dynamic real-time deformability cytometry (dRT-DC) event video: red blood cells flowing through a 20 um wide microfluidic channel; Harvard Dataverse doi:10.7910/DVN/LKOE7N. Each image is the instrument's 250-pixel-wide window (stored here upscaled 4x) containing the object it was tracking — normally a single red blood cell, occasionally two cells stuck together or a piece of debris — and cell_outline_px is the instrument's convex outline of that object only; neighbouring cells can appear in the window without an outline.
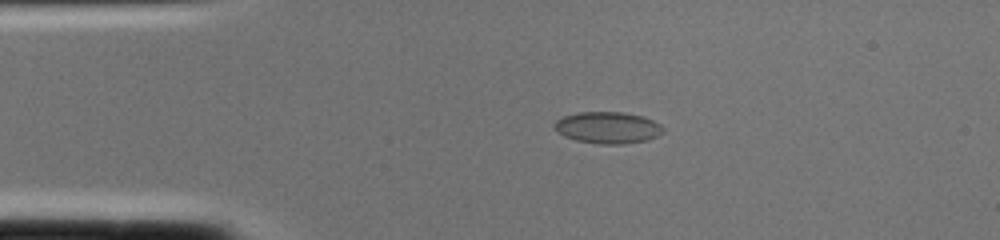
{"species": "common noctule bat (a hibernating species)", "species_latin": "Nyctalus noctula", "temperature_condition": "cold", "stored_images_in_passage": 1, "camera_frame_rate_fps": 3000, "um_per_image_px": 0.085, "animal": {"sex": "female", "body_mass_g": 22.0, "forearm_length_mm": 56.7}, "frame": {"image": 1, "passage_image": 1, "time_ms": 0.0, "image_size_px": [1000, 240], "cell_outline_px": [[664, 132], [648, 140], [624, 144], [600, 144], [576, 140], [564, 136], [552, 128], [552, 124], [556, 120], [564, 116], [580, 112], [624, 112], [644, 116], [660, 124], [664, 128]], "centroid_in_image_um": [51.65, 10.85], "position_along_channel_um": 33.3, "area_um2": 20.23}}